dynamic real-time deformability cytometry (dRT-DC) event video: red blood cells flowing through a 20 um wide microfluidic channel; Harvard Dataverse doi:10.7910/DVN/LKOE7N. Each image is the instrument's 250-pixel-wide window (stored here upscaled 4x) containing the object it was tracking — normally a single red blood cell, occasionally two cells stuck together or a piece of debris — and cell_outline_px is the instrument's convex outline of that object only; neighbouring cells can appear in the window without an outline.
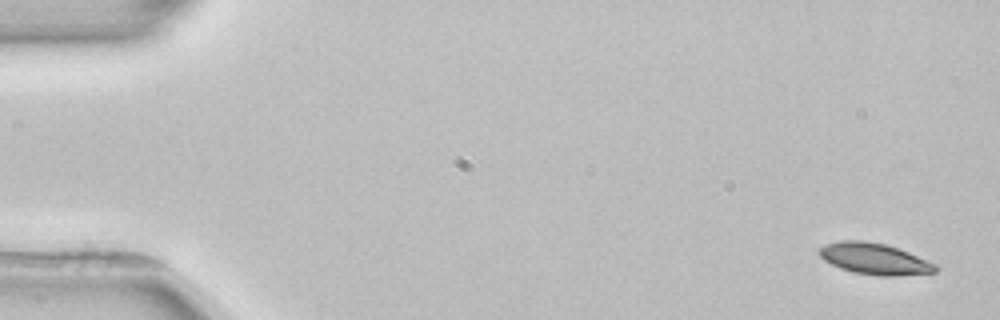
{"species": "common noctule bat (a hibernating species)", "species_latin": "Nyctalus noctula", "temperature_condition": "room temperature", "stored_images_in_passage": 5, "segment_of_instrument_passage": [1, 2], "camera_frame_rate_fps": 3000, "um_per_image_px": 0.085, "animal": {"sex": "female", "body_mass_g": 22.7, "forearm_length_mm": 54.2}, "frame": {"image": 1, "passage_image": 1, "time_ms": 0.0, "image_size_px": [1000, 320], "cell_outline_px": [[936, 272], [900, 276], [876, 276], [852, 272], [840, 268], [824, 260], [816, 252], [824, 244], [840, 240], [864, 240], [884, 244], [900, 248], [936, 264]], "centroid_in_image_um": [74.31, 22.0], "position_along_channel_um": 10.7, "area_um2": 21.44}}